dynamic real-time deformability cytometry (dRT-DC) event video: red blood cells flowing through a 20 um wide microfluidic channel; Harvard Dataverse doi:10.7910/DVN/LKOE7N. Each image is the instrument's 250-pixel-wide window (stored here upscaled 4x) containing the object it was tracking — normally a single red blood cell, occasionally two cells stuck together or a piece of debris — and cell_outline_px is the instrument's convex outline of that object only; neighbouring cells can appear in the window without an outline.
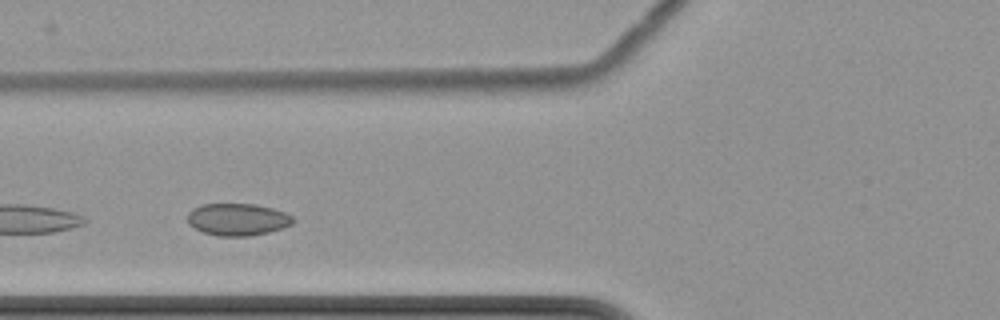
{"species": "common noctule bat (a hibernating species)", "species_latin": "Nyctalus noctula", "temperature_condition": "cold", "stored_images_in_passage": 5, "camera_frame_rate_fps": 3000, "um_per_image_px": 0.085, "animal": {"sex": "female", "body_mass_g": 22.7, "forearm_length_mm": 54.2}, "frame": {"image": 1, "passage_image": 4, "time_ms": 4.0, "image_size_px": [1000, 320], "cell_outline_px": [[296, 220], [292, 224], [268, 232], [248, 236], [216, 236], [204, 232], [188, 224], [188, 212], [192, 208], [200, 204], [256, 204], [272, 208], [284, 212], [292, 216]], "centroid_in_image_um": [20.18, 18.64], "position_along_channel_um": 105.6, "area_um2": 19.77}}